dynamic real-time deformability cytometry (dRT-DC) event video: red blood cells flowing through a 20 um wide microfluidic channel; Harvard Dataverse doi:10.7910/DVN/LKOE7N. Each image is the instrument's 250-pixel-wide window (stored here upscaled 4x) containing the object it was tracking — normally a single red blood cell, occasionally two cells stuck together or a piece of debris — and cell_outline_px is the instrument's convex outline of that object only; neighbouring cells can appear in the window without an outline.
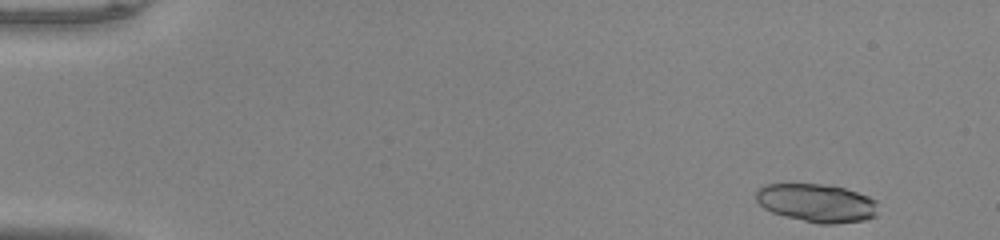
{"species": "common noctule bat (a hibernating species)", "species_latin": "Nyctalus noctula", "temperature_condition": "warm", "stored_images_in_passage": 48, "camera_frame_rate_fps": 3000, "um_per_image_px": 0.085, "animal": {"sex": "male", "body_mass_g": 20.0, "forearm_length_mm": 53.3}, "frame": {"image": 1, "passage_image": 2, "time_ms": 0.333, "image_size_px": [1000, 240], "cell_outline_px": [[876, 216], [864, 220], [832, 224], [820, 224], [784, 216], [772, 212], [764, 208], [756, 200], [756, 192], [760, 188], [768, 184], [832, 184], [868, 196], [876, 200]], "centroid_in_image_um": [69.43, 17.25], "position_along_channel_um": 15.6, "area_um2": 27.17}}
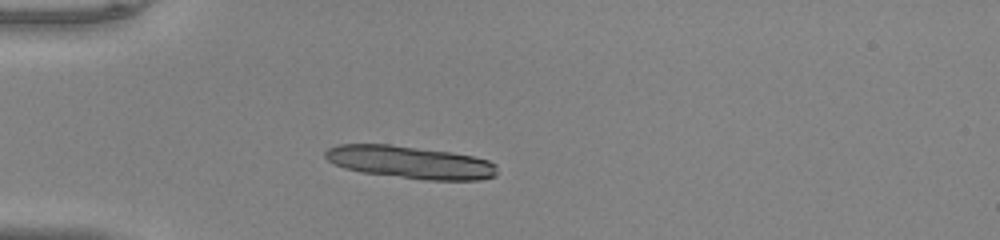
{"frame": {"image": 2, "passage_image": 13, "time_ms": 4.0, "image_size_px": [1000, 240], "cell_outline_px": [[496, 176], [480, 180], [424, 180], [360, 172], [344, 168], [328, 160], [324, 156], [324, 152], [328, 148], [340, 144], [388, 144], [452, 152], [472, 156], [488, 160], [496, 164]], "centroid_in_image_um": [34.87, 13.8], "position_along_channel_um": 50.1, "area_um2": 32.71}, "authors_computed_cell_mechanics": {"area_um2": 18.5827, "velocity_mm_per_s": 4.1031, "shape_relaxation_time_tau1_ms": 3.273, "shape_relaxation_time_tau2_ms": 2.2444, "deformation_change_tau1": 0.1699, "deformation_change_tau2": 0.0573}}